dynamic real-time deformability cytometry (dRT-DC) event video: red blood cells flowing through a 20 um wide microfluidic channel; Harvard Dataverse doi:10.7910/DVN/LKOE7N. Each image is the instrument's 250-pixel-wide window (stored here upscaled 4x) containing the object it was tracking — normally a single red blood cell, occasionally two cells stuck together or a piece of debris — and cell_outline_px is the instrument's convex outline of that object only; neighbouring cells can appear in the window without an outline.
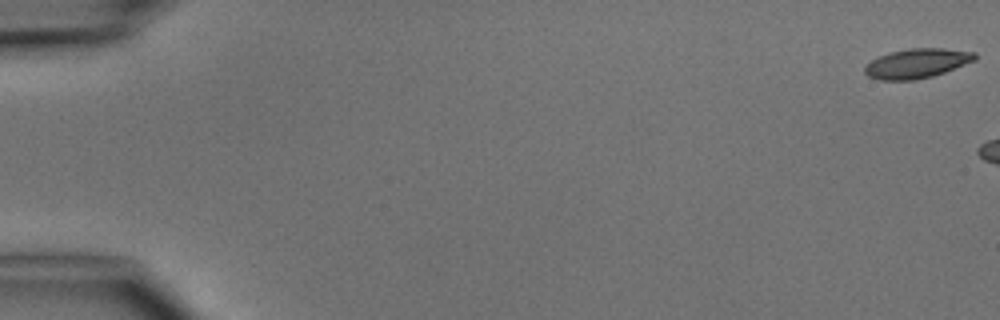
{"species": "common noctule bat (a hibernating species)", "species_latin": "Nyctalus noctula", "temperature_condition": "cold", "stored_images_in_passage": 2, "camera_frame_rate_fps": 3000, "um_per_image_px": 0.085, "animal": {"sex": "male", "body_mass_g": 15.6}, "frame": {"image": 1, "passage_image": 1, "time_ms": 0.0, "image_size_px": [1000, 320], "cell_outline_px": [[976, 60], [944, 72], [932, 76], [916, 80], [880, 80], [868, 76], [864, 72], [864, 68], [872, 60], [888, 52], [908, 48], [944, 48], [976, 52]], "centroid_in_image_um": [77.94, 5.38], "position_along_channel_um": 7.1, "area_um2": 18.96}}